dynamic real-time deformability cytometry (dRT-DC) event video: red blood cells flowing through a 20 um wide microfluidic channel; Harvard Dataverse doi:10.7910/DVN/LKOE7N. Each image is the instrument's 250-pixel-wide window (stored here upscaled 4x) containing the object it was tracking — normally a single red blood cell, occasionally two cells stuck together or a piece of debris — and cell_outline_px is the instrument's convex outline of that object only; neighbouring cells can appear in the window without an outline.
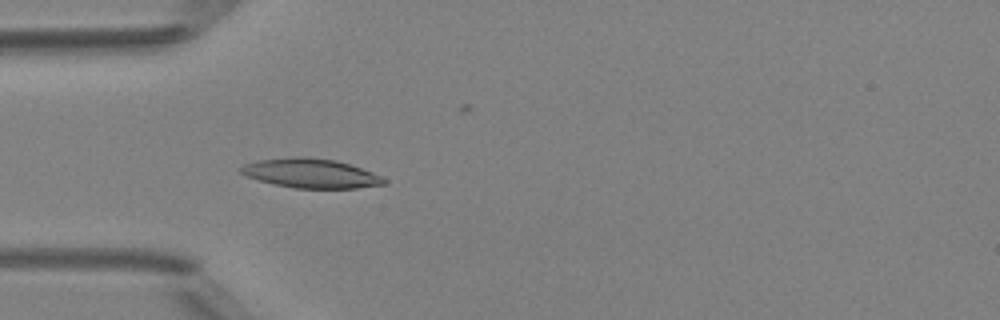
{"species": "Egyptian fruit bat (a non-hibernating species)", "species_latin": "Rousettus aegyptiacus", "temperature_condition": "room temperature", "stored_images_in_passage": 37, "camera_frame_rate_fps": 3000, "um_per_image_px": 0.085, "animal": {"sex": "female"}, "frame": {"image": 1, "passage_image": 10, "time_ms": 3.0, "image_size_px": [1000, 320], "cell_outline_px": [[388, 180], [384, 184], [356, 188], [296, 188], [276, 184], [244, 176], [240, 172], [240, 168], [244, 164], [260, 160], [336, 160], [372, 172]], "centroid_in_image_um": [26.46, 14.79], "position_along_channel_um": 58.5, "area_um2": 23.0}}
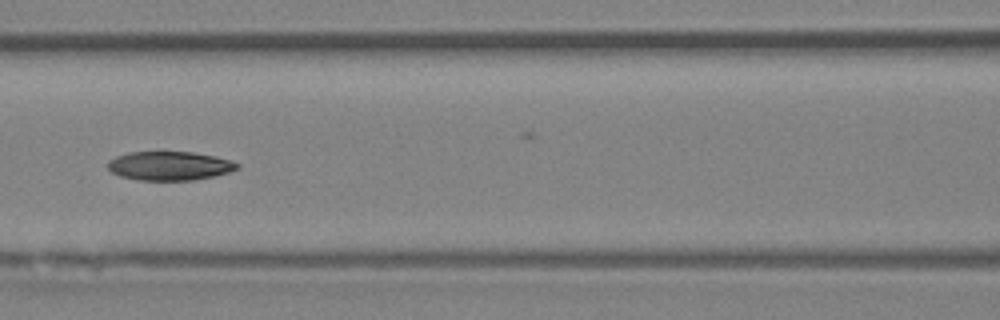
{"frame": {"image": 2, "passage_image": 17, "time_ms": 5.333, "image_size_px": [1000, 320], "cell_outline_px": [[240, 168], [228, 172], [212, 176], [192, 180], [140, 180], [120, 176], [112, 172], [108, 168], [108, 160], [116, 156], [128, 152], [192, 152], [216, 156], [232, 160], [240, 164]], "centroid_in_image_um": [14.43, 14.09], "position_along_channel_um": 152.2, "area_um2": 21.79}}
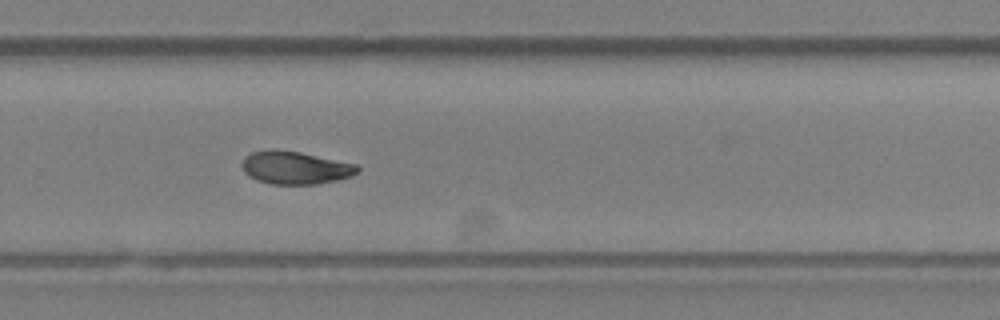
{"frame": {"image": 3, "passage_image": 28, "time_ms": 9.0, "image_size_px": [1000, 320], "cell_outline_px": [[360, 172], [352, 176], [336, 180], [316, 184], [272, 184], [256, 180], [248, 176], [244, 172], [240, 164], [244, 156], [252, 152], [268, 148], [276, 148], [300, 152], [356, 164], [360, 168]], "centroid_in_image_um": [25.05, 14.24], "position_along_channel_um": 304.7, "area_um2": 22.48}}